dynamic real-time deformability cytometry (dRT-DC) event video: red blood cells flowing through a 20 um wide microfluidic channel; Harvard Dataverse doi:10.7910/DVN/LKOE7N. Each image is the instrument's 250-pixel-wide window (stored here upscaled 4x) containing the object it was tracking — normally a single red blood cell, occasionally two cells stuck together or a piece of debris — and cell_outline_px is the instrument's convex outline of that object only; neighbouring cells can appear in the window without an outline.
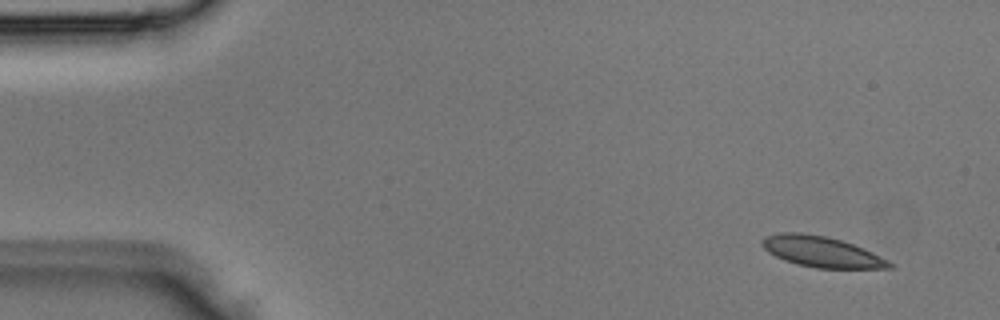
{"species": "Egyptian fruit bat (a non-hibernating species)", "species_latin": "Rousettus aegyptiacus", "temperature_condition": "room temperature", "stored_images_in_passage": 4, "camera_frame_rate_fps": 3000, "um_per_image_px": 0.085, "animal": {"sex": "male"}, "frame": {"image": 1, "passage_image": 1, "time_ms": 0.0, "image_size_px": [1000, 320], "cell_outline_px": [[896, 268], [816, 268], [796, 264], [784, 260], [768, 252], [760, 244], [760, 240], [764, 236], [780, 232], [800, 232], [824, 236], [840, 240], [864, 248], [896, 264]], "centroid_in_image_um": [69.82, 21.4], "position_along_channel_um": 15.2, "area_um2": 22.95}}
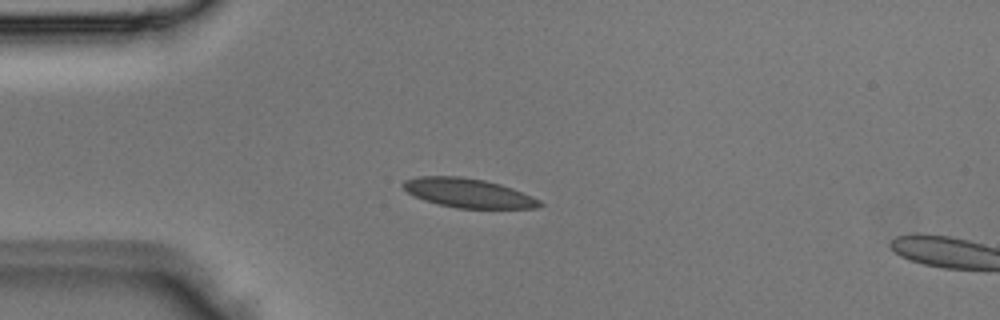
{"frame": {"image": 2, "passage_image": 3, "time_ms": 0.667, "image_size_px": [1000, 320], "cell_outline_px": [[544, 204], [536, 208], [456, 208], [424, 200], [408, 192], [400, 184], [404, 180], [416, 176], [460, 176], [484, 180], [500, 184], [512, 188], [532, 196], [540, 200]], "centroid_in_image_um": [39.79, 16.4], "position_along_channel_um": 45.2, "area_um2": 23.12}}